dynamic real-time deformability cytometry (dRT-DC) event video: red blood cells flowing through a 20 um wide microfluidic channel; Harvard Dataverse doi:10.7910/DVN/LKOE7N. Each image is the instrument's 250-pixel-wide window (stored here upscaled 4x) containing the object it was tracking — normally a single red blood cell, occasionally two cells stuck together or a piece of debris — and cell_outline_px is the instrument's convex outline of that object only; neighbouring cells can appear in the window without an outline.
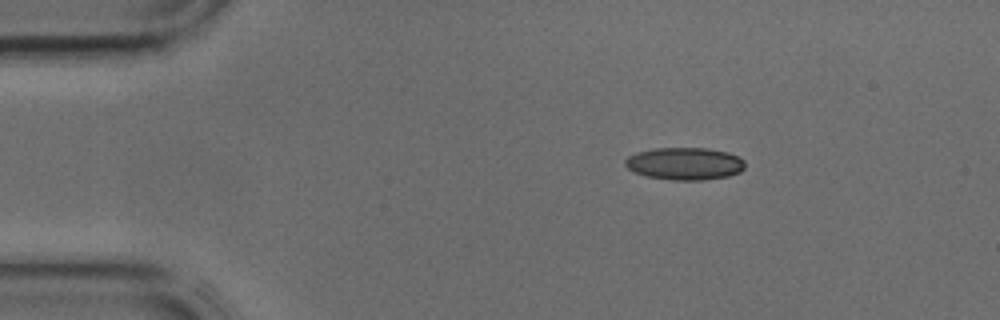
{"species": "common noctule bat (a hibernating species)", "species_latin": "Nyctalus noctula", "temperature_condition": "cold", "stored_images_in_passage": 38, "segment_of_instrument_passage": [1, 2], "camera_frame_rate_fps": 3000, "um_per_image_px": 0.085, "animal": {"sex": "male", "body_mass_g": 17.9, "forearm_length_mm": 54.2}, "frame": {"image": 1, "passage_image": 1, "time_ms": 0.0, "image_size_px": [1000, 320], "cell_outline_px": [[744, 168], [740, 172], [728, 176], [700, 180], [672, 180], [648, 176], [636, 172], [628, 168], [624, 164], [624, 160], [628, 156], [636, 152], [656, 148], [708, 148], [728, 152], [740, 156], [744, 160]], "centroid_in_image_um": [58.22, 13.9], "position_along_channel_um": 26.8, "area_um2": 22.66}}
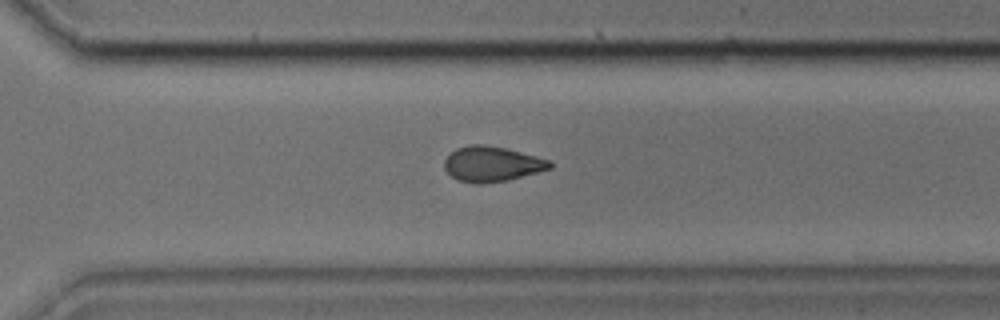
{"frame": {"image": 2, "passage_image": 24, "time_ms": 7.667, "image_size_px": [1000, 320], "cell_outline_px": [[552, 168], [508, 180], [480, 184], [476, 184], [456, 180], [444, 168], [444, 160], [456, 148], [472, 144], [484, 144], [504, 148], [552, 160]], "centroid_in_image_um": [41.81, 13.94], "position_along_channel_um": 328.8, "area_um2": 21.62}}
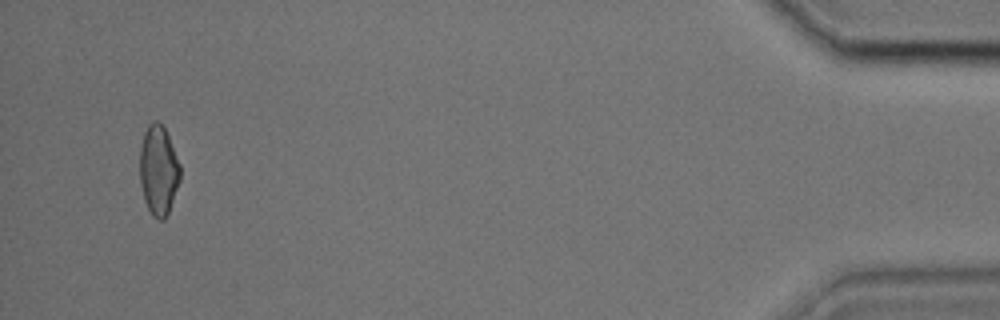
{"frame": {"image": 3, "passage_image": 35, "time_ms": 11.333, "image_size_px": [1000, 320], "cell_outline_px": [[180, 180], [168, 212], [164, 220], [156, 220], [152, 216], [144, 200], [140, 184], [140, 148], [144, 132], [148, 124], [152, 120], [156, 120], [164, 128], [168, 136], [180, 164]], "centroid_in_image_um": [13.46, 14.48], "position_along_channel_um": 421.7, "area_um2": 21.1}}